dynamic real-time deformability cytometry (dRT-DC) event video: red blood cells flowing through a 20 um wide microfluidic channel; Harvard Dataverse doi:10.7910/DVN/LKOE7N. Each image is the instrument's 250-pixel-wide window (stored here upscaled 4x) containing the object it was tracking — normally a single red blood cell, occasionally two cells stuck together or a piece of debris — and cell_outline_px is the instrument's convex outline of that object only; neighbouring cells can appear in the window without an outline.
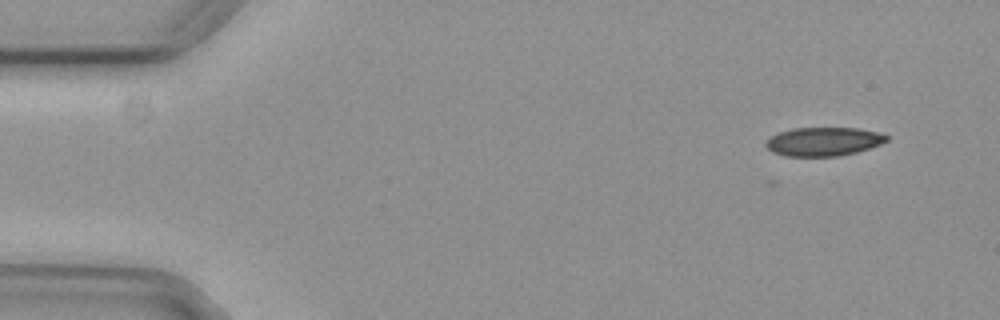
{"species": "common noctule bat (a hibernating species)", "species_latin": "Nyctalus noctula", "temperature_condition": "cold", "stored_images_in_passage": 4, "camera_frame_rate_fps": 3000, "um_per_image_px": 0.085, "animal": {"sex": "female", "body_mass_g": 29.2, "forearm_length_mm": 56.3}, "frame": {"image": 1, "passage_image": 1, "time_ms": 0.0, "image_size_px": [1000, 320], "cell_outline_px": [[888, 140], [880, 144], [856, 152], [836, 156], [784, 156], [772, 152], [764, 144], [764, 140], [768, 136], [776, 132], [792, 128], [856, 128], [876, 132], [888, 136]], "centroid_in_image_um": [69.9, 12.02], "position_along_channel_um": 15.1, "area_um2": 20.29}}